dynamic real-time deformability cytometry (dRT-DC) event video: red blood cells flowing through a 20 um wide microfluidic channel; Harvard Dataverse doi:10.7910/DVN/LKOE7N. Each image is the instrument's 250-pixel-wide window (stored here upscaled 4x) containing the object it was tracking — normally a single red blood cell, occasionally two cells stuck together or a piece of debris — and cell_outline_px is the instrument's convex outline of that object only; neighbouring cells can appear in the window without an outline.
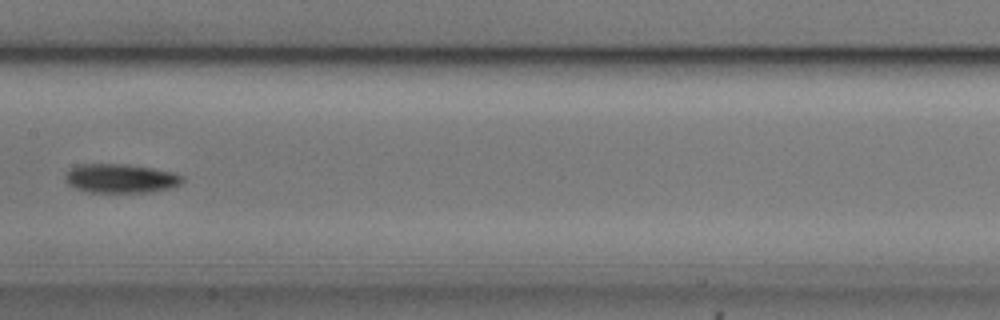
{"species": "common noctule bat (a hibernating species)", "species_latin": "Nyctalus noctula", "temperature_condition": "cold", "stored_images_in_passage": 9, "camera_frame_rate_fps": 3000, "um_per_image_px": 0.085, "animal": {"sex": "male", "body_mass_g": 20.5, "forearm_length_mm": 52.5}, "frame": {"image": 1, "passage_image": 6, "time_ms": 1.667, "image_size_px": [1000, 320], "cell_outline_px": [[184, 180], [180, 184], [172, 188], [152, 192], [88, 192], [76, 188], [68, 184], [64, 180], [64, 176], [68, 168], [76, 164], [128, 164], [152, 168], [172, 172], [184, 176]], "centroid_in_image_um": [10.23, 15.16], "position_along_channel_um": 197.2, "area_um2": 20.11}}
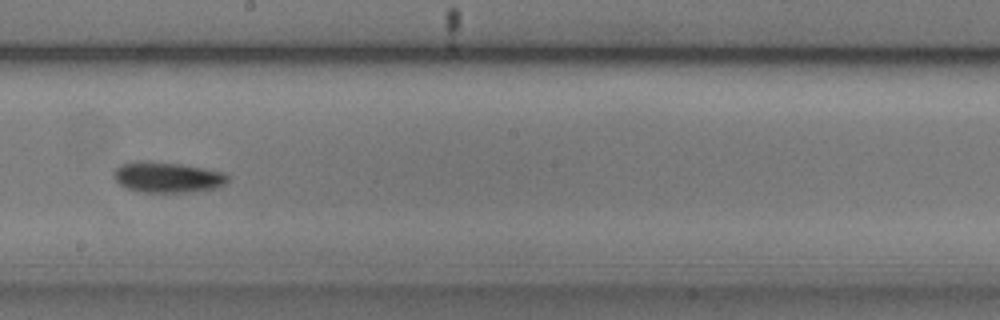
{"frame": {"image": 2, "passage_image": 7, "time_ms": 2.0, "image_size_px": [1000, 320], "cell_outline_px": [[228, 180], [220, 188], [192, 192], [140, 192], [124, 188], [112, 176], [112, 172], [120, 164], [140, 160], [144, 160], [180, 164], [204, 168], [224, 172], [228, 176]], "centroid_in_image_um": [14.21, 15.07], "position_along_channel_um": 234.0, "area_um2": 20.69}}